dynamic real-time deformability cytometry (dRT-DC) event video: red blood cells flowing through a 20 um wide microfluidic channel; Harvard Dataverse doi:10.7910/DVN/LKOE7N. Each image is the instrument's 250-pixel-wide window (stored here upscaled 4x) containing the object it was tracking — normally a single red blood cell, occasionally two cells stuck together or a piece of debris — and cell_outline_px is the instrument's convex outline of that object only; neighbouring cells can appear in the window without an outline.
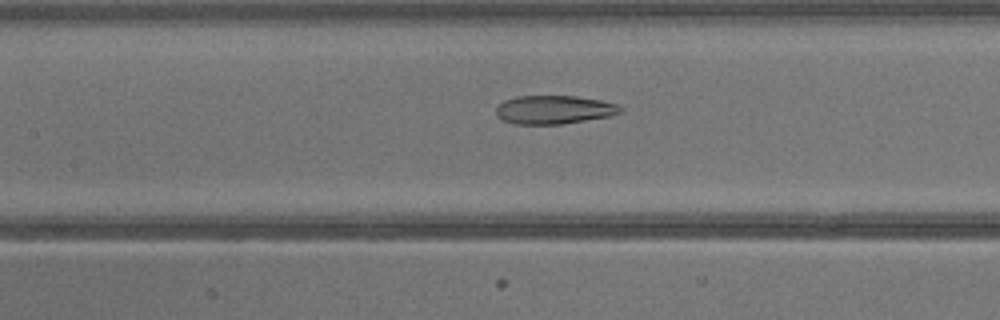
{"species": "common noctule bat (a hibernating species)", "species_latin": "Nyctalus noctula", "temperature_condition": "warm", "stored_images_in_passage": 41, "camera_frame_rate_fps": 3000, "um_per_image_px": 0.085, "animal": {"sex": "male", "body_mass_g": 13.3}, "frame": {"image": 1, "passage_image": 19, "time_ms": 6.0, "image_size_px": [1000, 320], "cell_outline_px": [[620, 112], [612, 116], [560, 124], [512, 124], [496, 116], [496, 108], [504, 100], [516, 96], [576, 96], [600, 100], [616, 104], [620, 108]], "centroid_in_image_um": [47.05, 9.32], "position_along_channel_um": 160.3, "area_um2": 20.58}}
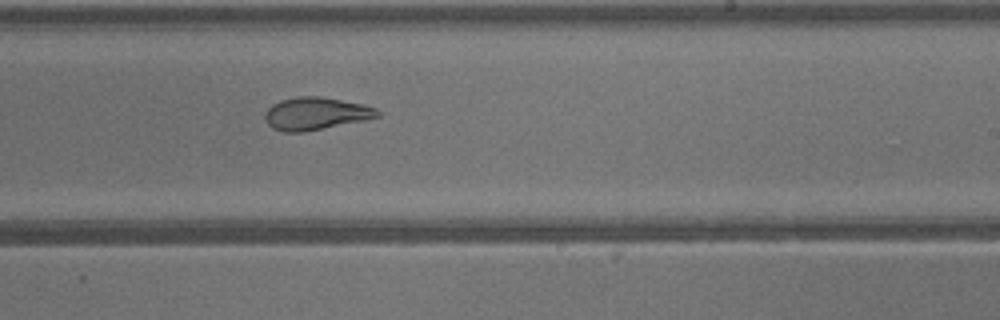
{"frame": {"image": 2, "passage_image": 25, "time_ms": 8.0, "image_size_px": [1000, 320], "cell_outline_px": [[380, 116], [364, 120], [304, 132], [284, 132], [272, 128], [268, 124], [264, 116], [268, 108], [272, 104], [280, 100], [296, 96], [320, 96], [364, 104], [376, 108], [380, 112]], "centroid_in_image_um": [26.83, 9.65], "position_along_channel_um": 262.2, "area_um2": 21.39}}
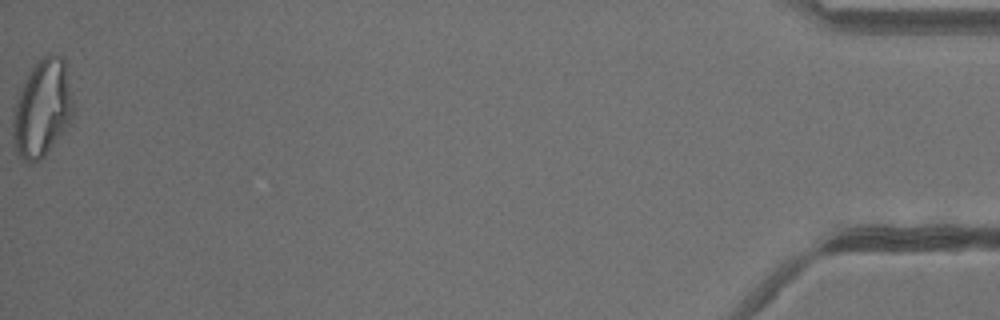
{"frame": {"image": 3, "passage_image": 41, "time_ms": 13.333, "image_size_px": [1000, 320], "cell_outline_px": [[76, 112], [68, 124], [44, 156], [40, 160], [32, 164], [28, 164], [16, 152], [12, 136], [12, 120], [16, 104], [20, 92], [28, 72], [36, 60], [48, 52], [56, 52], [64, 60]], "centroid_in_image_um": [3.6, 9.18], "position_along_channel_um": 431.6, "area_um2": 34.45}}